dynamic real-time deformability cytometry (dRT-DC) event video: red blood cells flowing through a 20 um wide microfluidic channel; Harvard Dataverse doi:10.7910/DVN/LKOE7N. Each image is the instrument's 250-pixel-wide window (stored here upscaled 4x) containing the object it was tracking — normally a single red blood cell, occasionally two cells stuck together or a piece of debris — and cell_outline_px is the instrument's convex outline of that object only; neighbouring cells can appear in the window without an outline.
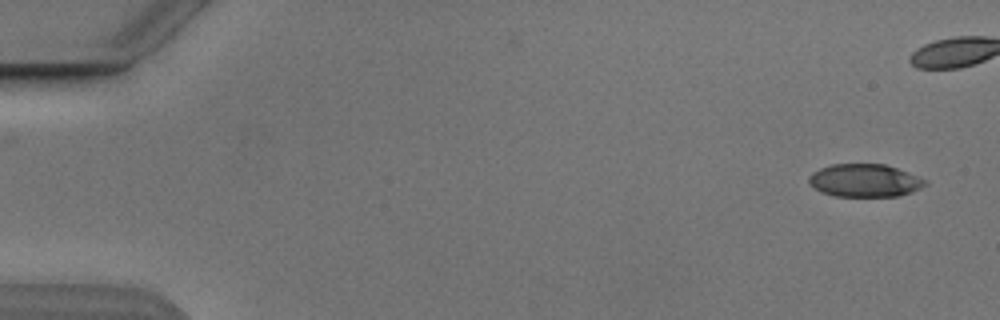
{"species": "Egyptian fruit bat (a non-hibernating species)", "species_latin": "Rousettus aegyptiacus", "temperature_condition": "cold", "stored_images_in_passage": 8, "camera_frame_rate_fps": 3000, "um_per_image_px": 0.085, "animal": {"sex": "male"}, "frame": {"image": 1, "passage_image": 1, "time_ms": 0.0, "image_size_px": [1000, 320], "cell_outline_px": [[928, 184], [912, 192], [896, 196], [836, 196], [824, 192], [816, 188], [808, 180], [808, 176], [812, 172], [820, 168], [832, 164], [884, 164], [908, 172], [928, 180]], "centroid_in_image_um": [73.54, 15.33], "position_along_channel_um": 11.5, "area_um2": 22.14}}
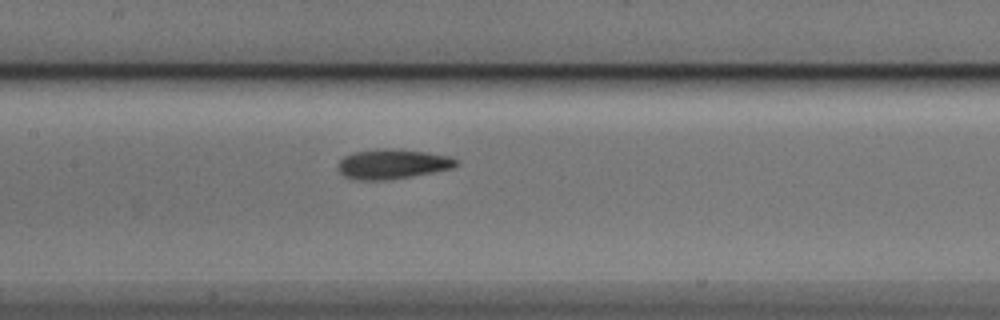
{"frame": {"image": 2, "passage_image": 8, "time_ms": 9.333, "image_size_px": [1000, 320], "cell_outline_px": [[460, 164], [452, 168], [412, 176], [384, 180], [360, 180], [344, 176], [336, 168], [336, 164], [344, 156], [352, 152], [376, 148], [396, 148], [428, 152], [452, 156], [460, 160]], "centroid_in_image_um": [33.37, 13.92], "position_along_channel_um": 174.0, "area_um2": 20.98}}